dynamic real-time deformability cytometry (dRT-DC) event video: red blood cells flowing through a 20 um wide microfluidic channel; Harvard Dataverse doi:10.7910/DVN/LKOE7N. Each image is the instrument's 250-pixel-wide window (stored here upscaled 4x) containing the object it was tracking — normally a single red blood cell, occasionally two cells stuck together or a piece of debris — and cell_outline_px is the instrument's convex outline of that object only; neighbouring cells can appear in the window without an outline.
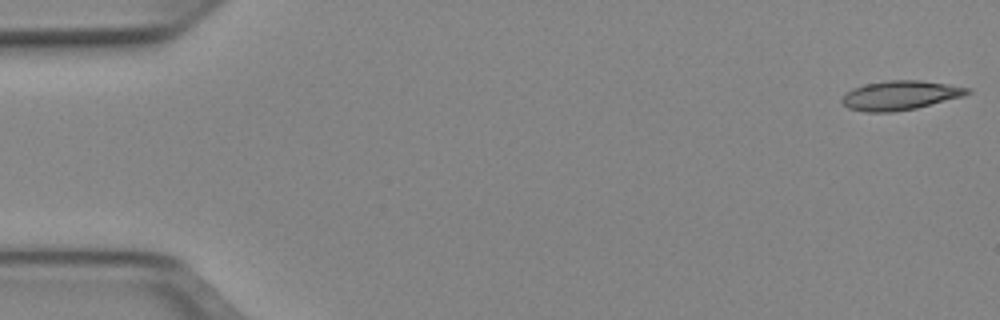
{"species": "Egyptian fruit bat (a non-hibernating species)", "species_latin": "Rousettus aegyptiacus", "temperature_condition": "cold", "stored_images_in_passage": 51, "camera_frame_rate_fps": 3000, "um_per_image_px": 0.085, "animal": {"sex": "female"}, "frame": {"image": 1, "passage_image": 1, "time_ms": 0.0, "image_size_px": [1000, 320], "cell_outline_px": [[972, 92], [964, 96], [916, 108], [892, 112], [864, 112], [848, 108], [840, 100], [844, 92], [852, 88], [868, 84], [888, 80], [920, 80], [948, 84], [972, 88]], "centroid_in_image_um": [76.52, 8.1], "position_along_channel_um": 8.5, "area_um2": 21.5}}
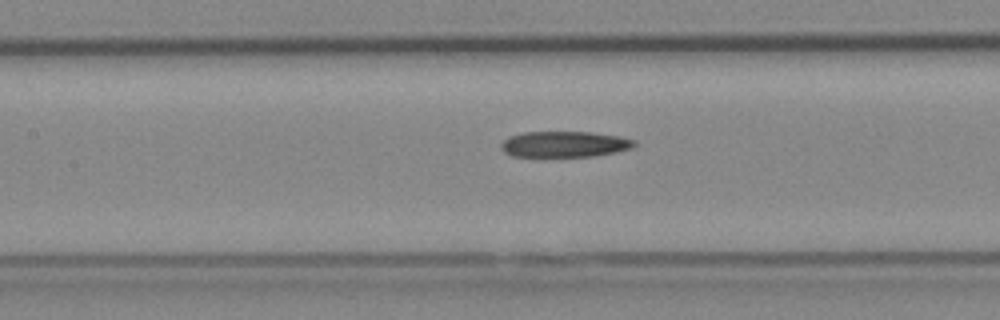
{"frame": {"image": 2, "passage_image": 23, "time_ms": 7.333, "image_size_px": [1000, 320], "cell_outline_px": [[636, 144], [632, 148], [616, 152], [592, 156], [512, 156], [504, 152], [500, 148], [500, 144], [508, 136], [524, 132], [592, 132], [620, 136], [636, 140]], "centroid_in_image_um": [47.98, 12.25], "position_along_channel_um": 159.4, "area_um2": 20.17}}
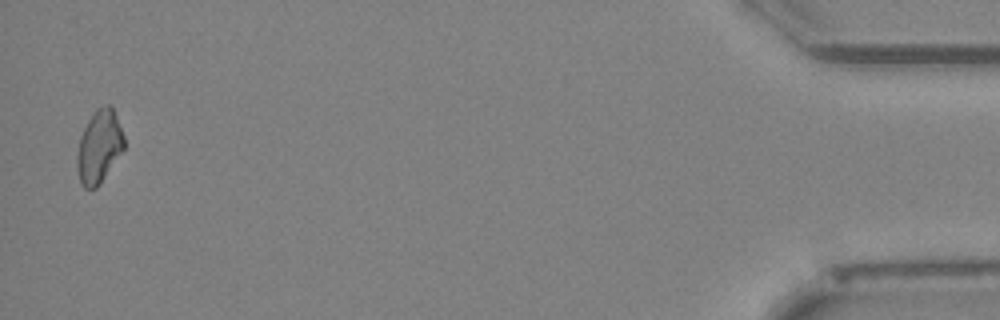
{"frame": {"image": 3, "passage_image": 50, "time_ms": 16.333, "image_size_px": [1000, 320], "cell_outline_px": [[124, 148], [100, 184], [96, 188], [84, 188], [80, 184], [76, 168], [76, 156], [80, 136], [92, 112], [96, 108], [104, 104], [112, 104], [124, 136]], "centroid_in_image_um": [8.41, 12.44], "position_along_channel_um": 426.8, "area_um2": 20.23}, "authors_computed_cell_mechanics": {"area_um2": 20.7502, "velocity_mm_per_s": 3.9465, "shape_relaxation_time_tau1_ms": 5.7144, "shape_relaxation_time_tau2_ms": null, "deformation_change_tau1": 0.1178, "deformation_change_tau2": null}}